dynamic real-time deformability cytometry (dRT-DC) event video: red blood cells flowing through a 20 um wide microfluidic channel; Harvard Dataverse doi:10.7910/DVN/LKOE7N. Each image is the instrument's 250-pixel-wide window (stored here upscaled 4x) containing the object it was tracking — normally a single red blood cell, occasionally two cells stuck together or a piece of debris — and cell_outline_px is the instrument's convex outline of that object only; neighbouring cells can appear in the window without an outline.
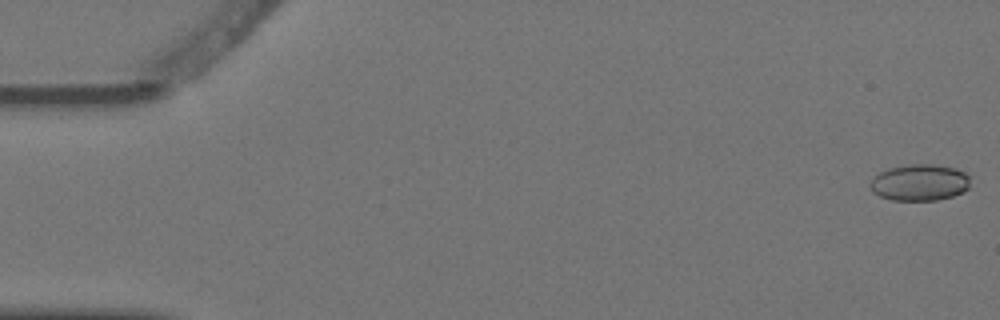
{"species": "Egyptian fruit bat (a non-hibernating species)", "species_latin": "Rousettus aegyptiacus", "temperature_condition": "warm", "stored_images_in_passage": 6, "camera_frame_rate_fps": 3000, "um_per_image_px": 0.085, "animal": {"sex": "female"}, "frame": {"image": 1, "passage_image": 1, "time_ms": 0.0, "image_size_px": [1000, 320], "cell_outline_px": [[968, 188], [952, 196], [936, 200], [892, 200], [880, 196], [872, 192], [872, 180], [880, 172], [888, 168], [908, 164], [932, 164], [956, 168], [964, 172], [968, 176]], "centroid_in_image_um": [78.16, 15.5], "position_along_channel_um": 6.8, "area_um2": 20.98}}